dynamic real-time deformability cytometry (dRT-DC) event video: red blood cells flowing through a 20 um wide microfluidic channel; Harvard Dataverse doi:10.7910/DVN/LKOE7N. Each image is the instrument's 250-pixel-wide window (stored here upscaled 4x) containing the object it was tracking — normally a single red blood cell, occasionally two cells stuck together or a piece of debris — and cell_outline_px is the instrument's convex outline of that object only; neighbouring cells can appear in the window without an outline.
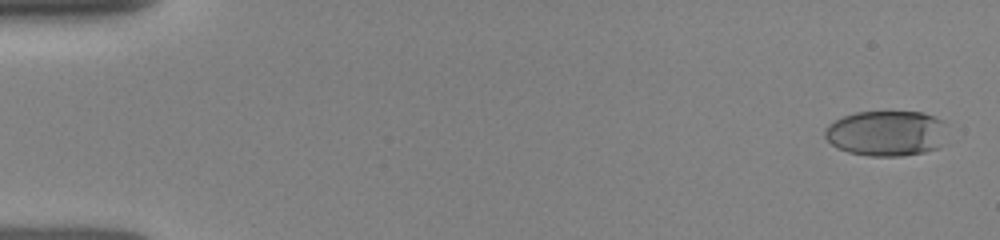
{"species": "human", "species_latin": "Homo sapiens", "temperature_condition": "room temperature", "stored_images_in_passage": 22, "camera_frame_rate_fps": 3000, "um_per_image_px": 0.085, "donor": {"sex": "female"}, "frame": {"image": 1, "passage_image": 2, "time_ms": 0.333, "image_size_px": [1000, 240], "cell_outline_px": [[944, 120], [936, 148], [924, 152], [900, 156], [868, 156], [848, 152], [836, 148], [824, 136], [824, 132], [828, 124], [844, 116], [856, 112], [924, 112], [936, 116]], "centroid_in_image_um": [75.25, 11.32], "position_along_channel_um": 9.8, "area_um2": 31.91}}
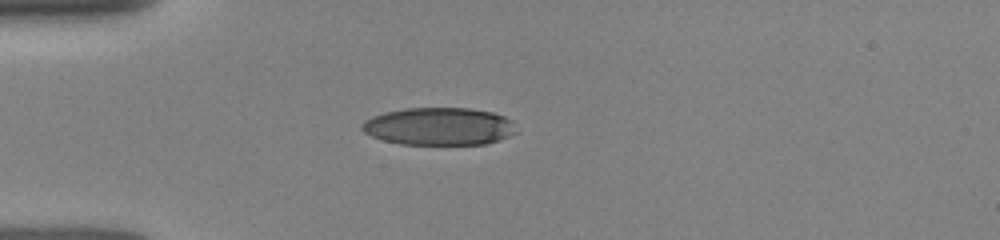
{"frame": {"image": 2, "passage_image": 19, "time_ms": 4.333, "image_size_px": [1000, 240], "cell_outline_px": [[516, 132], [508, 136], [484, 144], [400, 144], [384, 140], [372, 136], [364, 132], [360, 128], [360, 124], [364, 120], [372, 116], [384, 112], [404, 108], [468, 108], [492, 112], [504, 116], [512, 120]], "centroid_in_image_um": [37.27, 10.73], "position_along_channel_um": 47.7, "area_um2": 33.81}}